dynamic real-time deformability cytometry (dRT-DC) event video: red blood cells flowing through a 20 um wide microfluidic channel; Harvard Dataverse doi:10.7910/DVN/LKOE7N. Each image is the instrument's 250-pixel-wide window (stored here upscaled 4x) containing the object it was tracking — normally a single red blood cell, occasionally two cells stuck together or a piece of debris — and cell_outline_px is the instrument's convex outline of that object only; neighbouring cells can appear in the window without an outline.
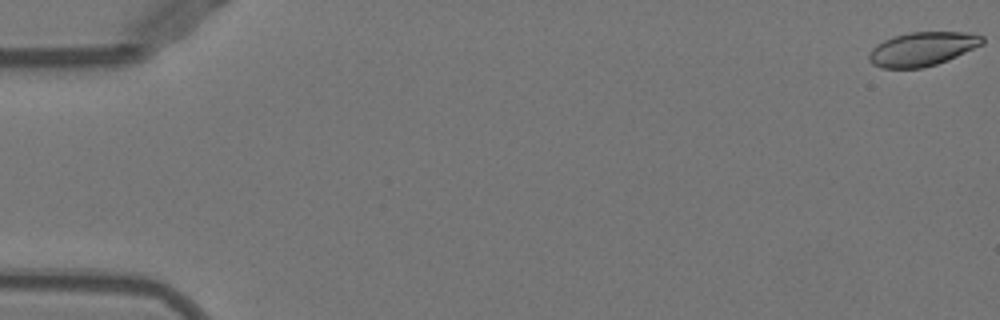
{"species": "Egyptian fruit bat (a non-hibernating species)", "species_latin": "Rousettus aegyptiacus", "temperature_condition": "warm", "stored_images_in_passage": 10, "segment_of_instrument_passage": [1, 2], "camera_frame_rate_fps": 3000, "um_per_image_px": 0.085, "animal": {"sex": "female"}, "frame": {"image": 1, "passage_image": 1, "time_ms": 0.0, "image_size_px": [1000, 320], "cell_outline_px": [[984, 44], [956, 56], [936, 64], [920, 68], [880, 68], [872, 64], [868, 60], [868, 56], [872, 48], [876, 44], [884, 40], [908, 32], [964, 32], [984, 36]], "centroid_in_image_um": [78.38, 4.16], "position_along_channel_um": 6.6, "area_um2": 22.31}}